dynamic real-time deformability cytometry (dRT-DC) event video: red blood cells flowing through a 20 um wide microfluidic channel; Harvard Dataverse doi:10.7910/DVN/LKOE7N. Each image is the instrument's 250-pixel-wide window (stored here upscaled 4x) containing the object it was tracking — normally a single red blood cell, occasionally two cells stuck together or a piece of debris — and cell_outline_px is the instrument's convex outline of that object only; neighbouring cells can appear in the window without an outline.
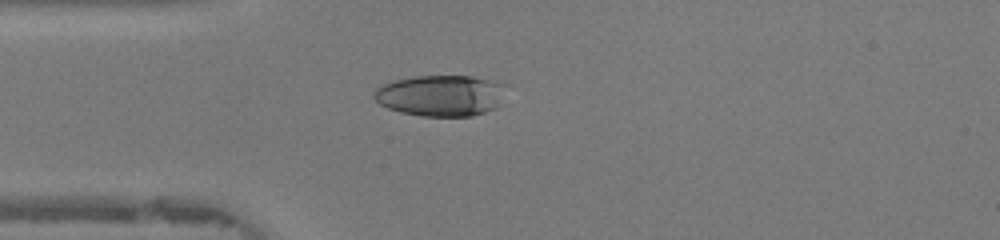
{"species": "human", "species_latin": "Homo sapiens", "temperature_condition": "warm", "stored_images_in_passage": 46, "camera_frame_rate_fps": 3000, "um_per_image_px": 0.085, "donor": {"sex": "female"}, "frame": {"image": 1, "passage_image": 12, "time_ms": 3.667, "image_size_px": [1000, 240], "cell_outline_px": [[508, 84], [500, 104], [496, 108], [472, 116], [424, 116], [400, 112], [388, 108], [380, 104], [372, 96], [376, 88], [384, 84], [396, 80], [416, 76], [472, 76]], "centroid_in_image_um": [37.51, 8.12], "position_along_channel_um": 47.5, "area_um2": 31.79}}
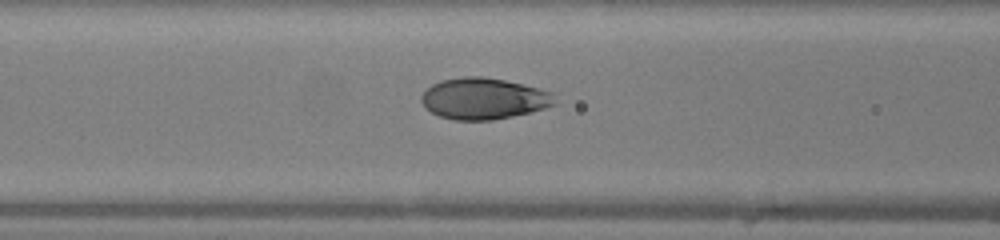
{"frame": {"image": 2, "passage_image": 18, "time_ms": 5.667, "image_size_px": [1000, 240], "cell_outline_px": [[556, 104], [544, 108], [512, 116], [492, 120], [456, 120], [440, 116], [424, 108], [420, 100], [420, 96], [432, 84], [440, 80], [464, 76], [484, 76], [524, 84], [540, 88], [552, 92]], "centroid_in_image_um": [41.09, 8.37], "position_along_channel_um": 125.5, "area_um2": 32.19}}
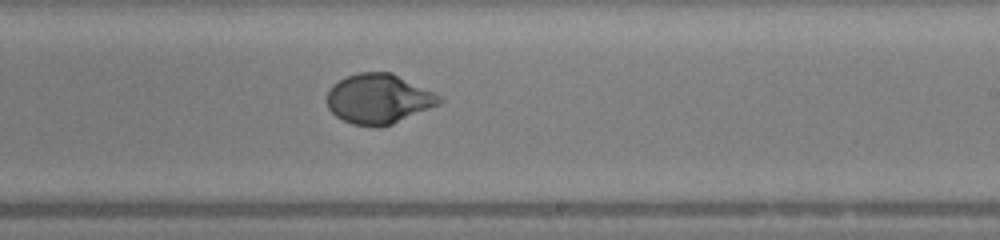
{"frame": {"image": 3, "passage_image": 27, "time_ms": 8.667, "image_size_px": [1000, 240], "cell_outline_px": [[444, 100], [440, 104], [392, 124], [352, 124], [336, 116], [328, 108], [328, 92], [332, 84], [348, 76], [360, 72], [392, 72], [436, 92]], "centroid_in_image_um": [32.23, 8.36], "position_along_channel_um": 256.8, "area_um2": 32.19}, "authors_computed_cell_mechanics": {"area_um2": 32.6859, "velocity_mm_per_s": 4.3747, "shape_relaxation_time_tau1_ms": 3.2562, "shape_relaxation_time_tau2_ms": null, "deformation_change_tau1": 0.2044, "deformation_change_tau2": null}}